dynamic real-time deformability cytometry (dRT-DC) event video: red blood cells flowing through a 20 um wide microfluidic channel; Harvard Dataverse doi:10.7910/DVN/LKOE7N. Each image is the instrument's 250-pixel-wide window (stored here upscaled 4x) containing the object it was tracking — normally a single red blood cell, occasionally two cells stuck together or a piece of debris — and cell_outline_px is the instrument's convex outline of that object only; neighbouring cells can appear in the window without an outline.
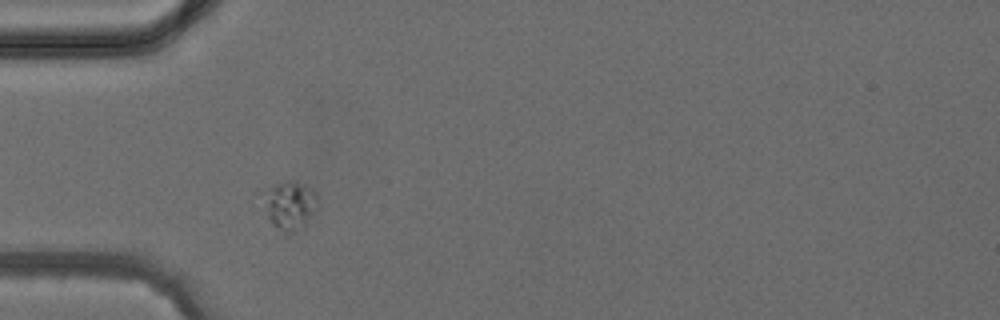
{"species": "common noctule bat (a hibernating species)", "species_latin": "Nyctalus noctula", "temperature_condition": "cold", "stored_images_in_passage": 2, "camera_frame_rate_fps": 3000, "um_per_image_px": 0.085, "animal": {"sex": "female", "body_mass_g": 24.6, "forearm_length_mm": 56.2}, "frame": {"image": 1, "passage_image": 1, "time_ms": 0.0, "image_size_px": [1000, 320], "cell_outline_px": [[316, 212], [304, 228], [296, 232], [284, 232], [268, 216], [260, 192], [276, 184], [288, 180], [292, 180], [304, 184], [312, 188], [316, 192]], "centroid_in_image_um": [24.66, 17.41], "position_along_channel_um": 60.3, "area_um2": 15.43}}